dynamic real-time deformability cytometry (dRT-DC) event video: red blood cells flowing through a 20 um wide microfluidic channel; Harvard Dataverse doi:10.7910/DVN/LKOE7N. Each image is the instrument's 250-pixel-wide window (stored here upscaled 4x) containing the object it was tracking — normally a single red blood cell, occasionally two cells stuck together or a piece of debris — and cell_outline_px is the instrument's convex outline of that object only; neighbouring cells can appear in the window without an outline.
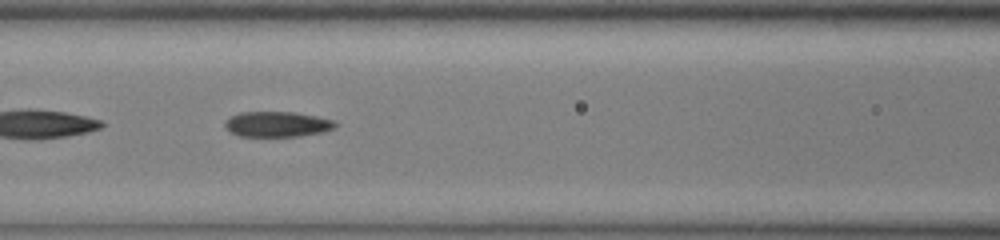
{"species": "common noctule bat (a hibernating species)", "species_latin": "Nyctalus noctula", "temperature_condition": "cold", "stored_images_in_passage": 48, "segment_of_instrument_passage": [2, 2], "camera_frame_rate_fps": 3000, "um_per_image_px": 0.085, "animal": {"sex": "male", "body_mass_g": 13.0, "forearm_length_mm": 53.1}, "frame": {"image": 1, "passage_image": 20, "time_ms": 6.333, "image_size_px": [1000, 240], "cell_outline_px": [[336, 128], [320, 132], [300, 136], [240, 136], [224, 128], [224, 124], [232, 116], [240, 112], [296, 112], [336, 120]], "centroid_in_image_um": [23.59, 10.55], "position_along_channel_um": 143.0, "area_um2": 16.24}}
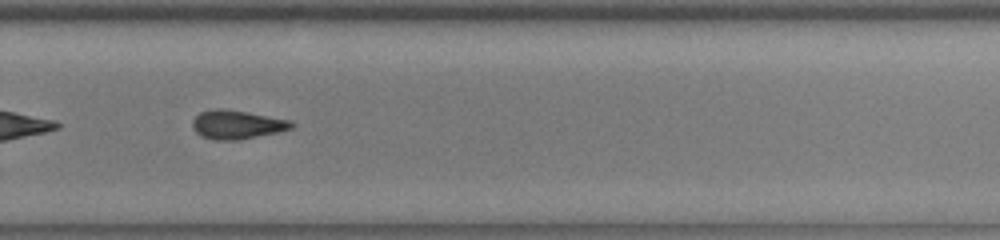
{"frame": {"image": 2, "passage_image": 32, "time_ms": 10.333, "image_size_px": [1000, 240], "cell_outline_px": [[296, 124], [292, 128], [276, 132], [236, 140], [212, 140], [200, 136], [192, 128], [192, 120], [200, 112], [212, 108], [224, 108], [248, 112], [292, 120]], "centroid_in_image_um": [20.11, 10.57], "position_along_channel_um": 309.7, "area_um2": 16.76}}
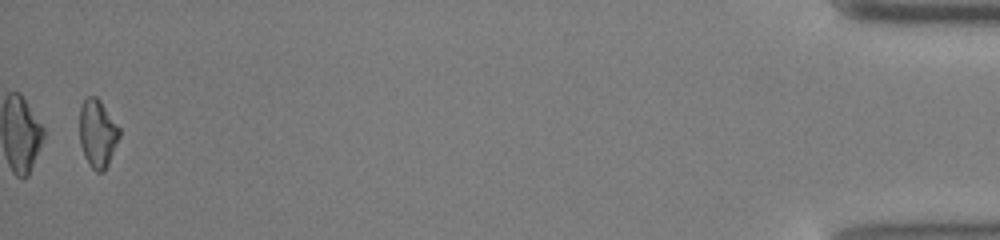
{"frame": {"image": 3, "passage_image": 47, "time_ms": 15.333, "image_size_px": [1000, 240], "cell_outline_px": [[120, 136], [108, 164], [104, 172], [96, 172], [92, 168], [84, 156], [80, 144], [80, 108], [84, 100], [88, 96], [96, 96], [100, 100], [120, 128]], "centroid_in_image_um": [8.29, 11.35], "position_along_channel_um": 426.9, "area_um2": 15.72}}